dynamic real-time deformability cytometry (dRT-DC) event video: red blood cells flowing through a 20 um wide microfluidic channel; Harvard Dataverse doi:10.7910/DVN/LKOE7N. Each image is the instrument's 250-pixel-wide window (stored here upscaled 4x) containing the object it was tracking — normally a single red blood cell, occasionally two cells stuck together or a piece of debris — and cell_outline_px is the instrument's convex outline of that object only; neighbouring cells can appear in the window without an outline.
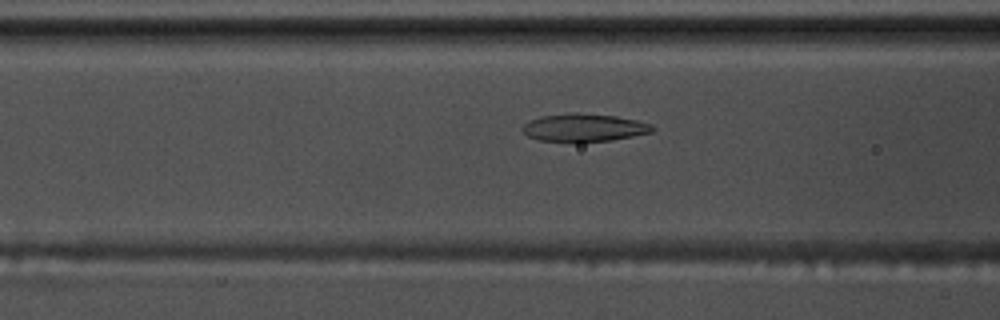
{"species": "common noctule bat (a hibernating species)", "species_latin": "Nyctalus noctula", "temperature_condition": "warm", "stored_images_in_passage": 41, "camera_frame_rate_fps": 3000, "um_per_image_px": 0.085, "animal": {"sex": "male", "body_mass_g": 17.5, "forearm_length_mm": 52.3}, "frame": {"image": 1, "passage_image": 7, "time_ms": 2.0, "image_size_px": [1000, 320], "cell_outline_px": [[656, 128], [652, 132], [612, 140], [576, 144], [540, 140], [528, 136], [520, 128], [524, 124], [540, 116], [576, 112], [616, 116], [636, 120], [652, 124]], "centroid_in_image_um": [49.64, 10.87], "position_along_channel_um": 117.0, "area_um2": 21.62}}
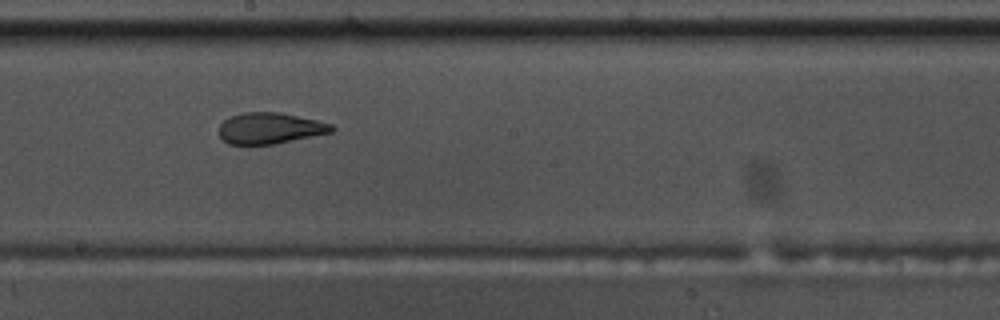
{"frame": {"image": 2, "passage_image": 16, "time_ms": 5.0, "image_size_px": [1000, 320], "cell_outline_px": [[336, 128], [332, 132], [276, 144], [228, 144], [220, 136], [220, 124], [224, 120], [232, 116], [244, 112], [280, 112], [316, 120], [332, 124]], "centroid_in_image_um": [22.97, 10.9], "position_along_channel_um": 225.2, "area_um2": 20.35}}
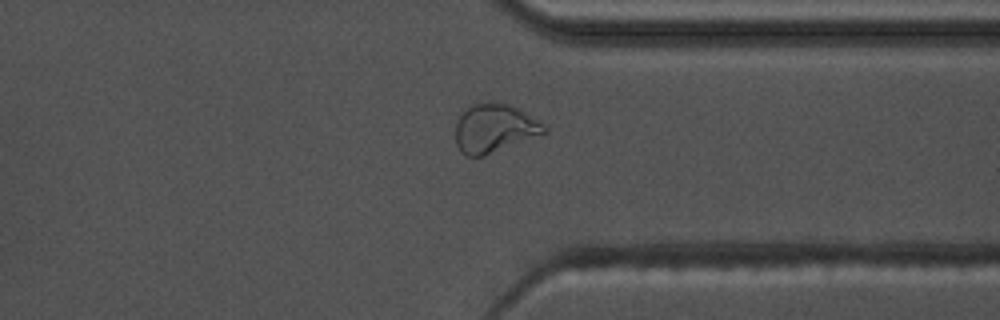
{"frame": {"image": 3, "passage_image": 28, "time_ms": 9.0, "image_size_px": [1000, 320], "cell_outline_px": [[548, 132], [484, 156], [468, 156], [460, 152], [456, 144], [456, 120], [460, 112], [472, 104], [488, 100], [492, 100], [512, 104], [544, 124], [548, 128]], "centroid_in_image_um": [42.0, 10.86], "position_along_channel_um": 369.4, "area_um2": 25.66}, "authors_computed_cell_mechanics": {"area_um2": 21.6172, "velocity_mm_per_s": 3.6261, "shape_relaxation_time_tau1_ms": 9.129, "shape_relaxation_time_tau2_ms": 1.5474, "deformation_change_tau1": 0.2896, "deformation_change_tau2": 0.0945}}